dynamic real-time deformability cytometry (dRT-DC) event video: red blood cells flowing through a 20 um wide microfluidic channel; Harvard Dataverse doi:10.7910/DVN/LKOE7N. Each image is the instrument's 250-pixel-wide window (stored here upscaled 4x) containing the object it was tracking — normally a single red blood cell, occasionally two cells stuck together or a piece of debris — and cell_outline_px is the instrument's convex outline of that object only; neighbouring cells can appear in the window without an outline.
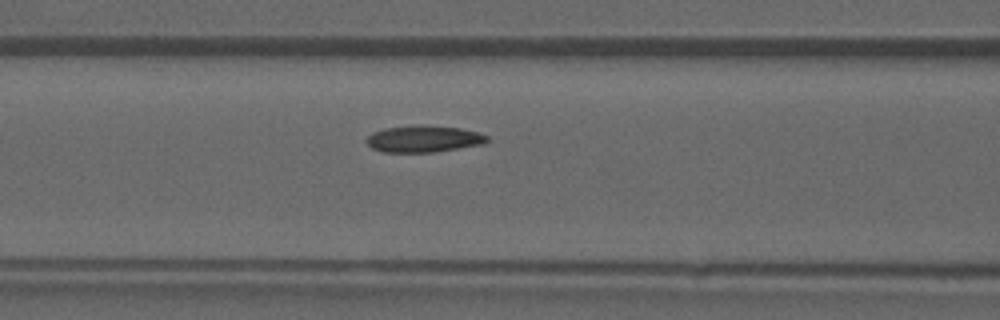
{"species": "common noctule bat (a hibernating species)", "species_latin": "Nyctalus noctula", "temperature_condition": "warm", "stored_images_in_passage": 21, "camera_frame_rate_fps": 3000, "um_per_image_px": 0.085, "animal": {"sex": "male", "forearm_length_mm": 52.5}, "frame": {"image": 1, "passage_image": 4, "time_ms": 1.0, "image_size_px": [1000, 320], "cell_outline_px": [[488, 140], [484, 144], [432, 152], [380, 152], [372, 148], [364, 140], [372, 132], [384, 128], [416, 124], [424, 124], [460, 128], [476, 132], [488, 136]], "centroid_in_image_um": [35.96, 11.79], "position_along_channel_um": 130.6, "area_um2": 18.96}}